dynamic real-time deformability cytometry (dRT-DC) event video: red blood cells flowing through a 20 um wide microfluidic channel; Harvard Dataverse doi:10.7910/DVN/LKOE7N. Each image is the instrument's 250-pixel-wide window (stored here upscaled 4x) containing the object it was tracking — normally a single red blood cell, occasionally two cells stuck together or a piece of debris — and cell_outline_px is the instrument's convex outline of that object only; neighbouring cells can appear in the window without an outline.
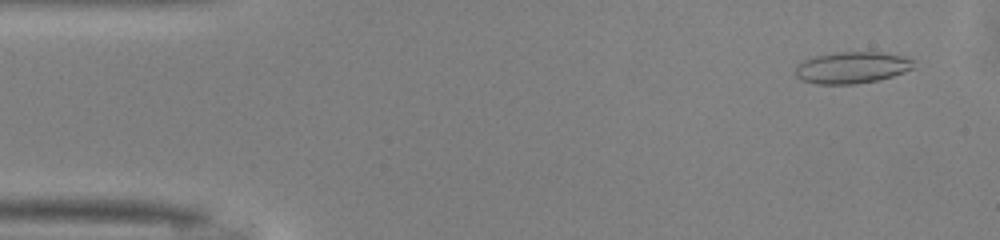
{"species": "common noctule bat (a hibernating species)", "species_latin": "Nyctalus noctula", "temperature_condition": "warm", "stored_images_in_passage": 38, "camera_frame_rate_fps": 3000, "um_per_image_px": 0.085, "animal": {"sex": "male", "body_mass_g": 13.0, "forearm_length_mm": 53.1}, "frame": {"image": 1, "passage_image": 3, "time_ms": 0.667, "image_size_px": [1000, 240], "cell_outline_px": [[916, 68], [880, 80], [856, 84], [816, 84], [800, 80], [792, 72], [796, 64], [812, 56], [836, 52], [880, 52], [904, 56], [916, 60]], "centroid_in_image_um": [72.41, 5.74], "position_along_channel_um": 12.6, "area_um2": 22.43}}
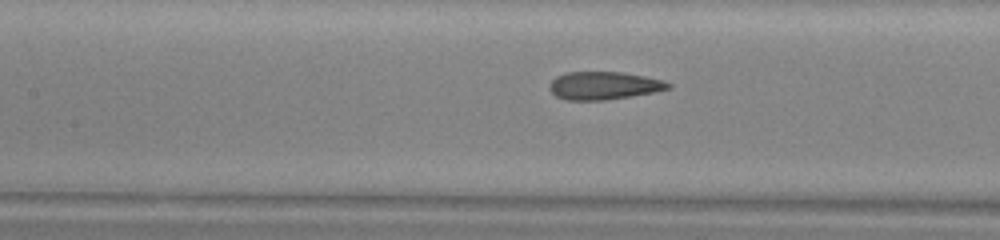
{"frame": {"image": 2, "passage_image": 21, "time_ms": 6.667, "image_size_px": [1000, 240], "cell_outline_px": [[672, 88], [632, 96], [604, 100], [568, 100], [556, 96], [548, 88], [548, 84], [556, 76], [564, 72], [620, 72], [644, 76], [664, 80], [672, 84]], "centroid_in_image_um": [51.31, 7.27], "position_along_channel_um": 156.1, "area_um2": 19.36}}
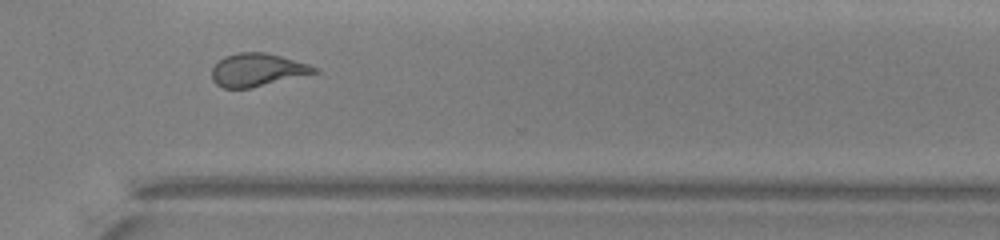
{"frame": {"image": 3, "passage_image": 35, "time_ms": 11.333, "image_size_px": [1000, 240], "cell_outline_px": [[320, 72], [248, 88], [224, 88], [216, 84], [212, 80], [212, 68], [216, 60], [224, 56], [236, 52], [264, 52], [280, 56], [308, 64], [320, 68]], "centroid_in_image_um": [21.84, 5.92], "position_along_channel_um": 348.8, "area_um2": 19.71}, "authors_computed_cell_mechanics": {"area_um2": 20.3167, "velocity_mm_per_s": 4.1272, "shape_relaxation_time_tau1_ms": 11.286, "shape_relaxation_time_tau2_ms": 1.1562, "deformation_change_tau1": 0.3006, "deformation_change_tau2": 0.1035}}